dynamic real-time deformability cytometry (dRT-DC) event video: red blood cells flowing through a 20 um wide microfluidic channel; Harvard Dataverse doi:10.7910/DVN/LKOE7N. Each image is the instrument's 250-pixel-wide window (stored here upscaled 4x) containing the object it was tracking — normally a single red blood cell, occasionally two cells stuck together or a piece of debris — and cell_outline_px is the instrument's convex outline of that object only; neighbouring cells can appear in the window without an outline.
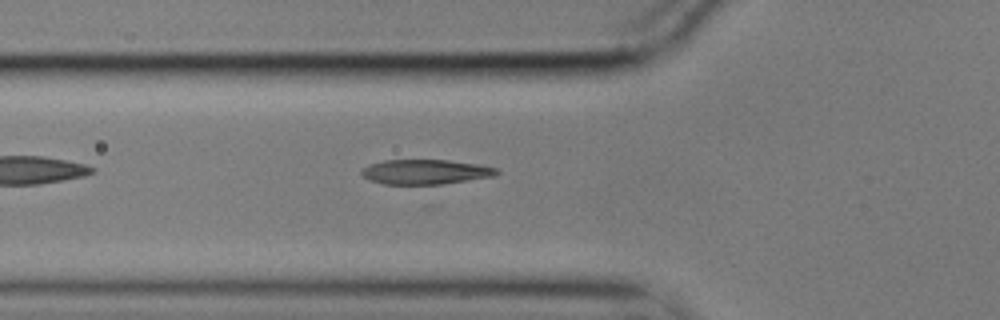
{"species": "common noctule bat (a hibernating species)", "species_latin": "Nyctalus noctula", "temperature_condition": "cold", "stored_images_in_passage": 28, "camera_frame_rate_fps": 3000, "um_per_image_px": 0.085, "animal": {"sex": "male", "body_mass_g": 17.9}, "frame": {"image": 1, "passage_image": 8, "time_ms": 2.333, "image_size_px": [1000, 320], "cell_outline_px": [[500, 172], [496, 176], [432, 188], [384, 184], [372, 180], [364, 176], [360, 172], [368, 164], [384, 160], [448, 160], [480, 164], [496, 168]], "centroid_in_image_um": [36.25, 14.67], "position_along_channel_um": 89.6, "area_um2": 20.81}}
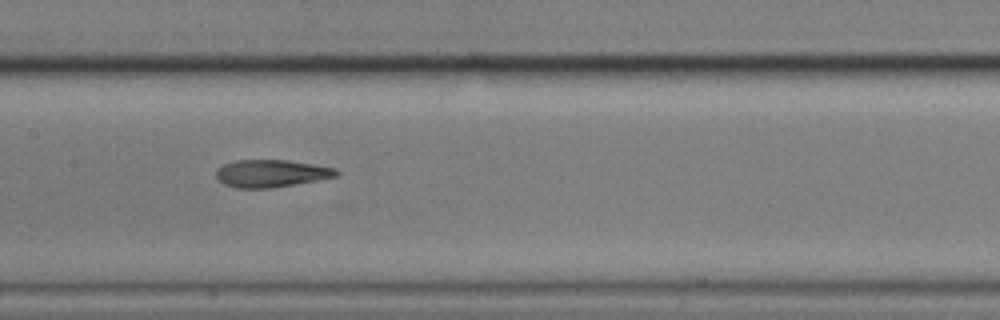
{"frame": {"image": 2, "passage_image": 16, "time_ms": 5.0, "image_size_px": [1000, 320], "cell_outline_px": [[340, 176], [268, 188], [236, 188], [224, 184], [216, 176], [216, 168], [224, 164], [236, 160], [288, 160], [336, 168], [340, 172]], "centroid_in_image_um": [23.05, 14.73], "position_along_channel_um": 184.3, "area_um2": 19.13}}
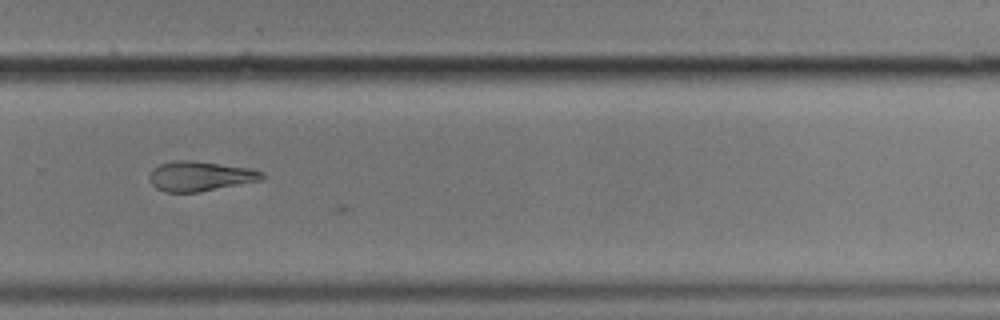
{"frame": {"image": 3, "passage_image": 27, "time_ms": 8.667, "image_size_px": [1000, 320], "cell_outline_px": [[264, 180], [200, 192], [164, 192], [156, 188], [148, 180], [148, 176], [160, 164], [176, 160], [188, 160], [252, 168], [264, 172]], "centroid_in_image_um": [17.05, 14.99], "position_along_channel_um": 312.8, "area_um2": 19.65}}